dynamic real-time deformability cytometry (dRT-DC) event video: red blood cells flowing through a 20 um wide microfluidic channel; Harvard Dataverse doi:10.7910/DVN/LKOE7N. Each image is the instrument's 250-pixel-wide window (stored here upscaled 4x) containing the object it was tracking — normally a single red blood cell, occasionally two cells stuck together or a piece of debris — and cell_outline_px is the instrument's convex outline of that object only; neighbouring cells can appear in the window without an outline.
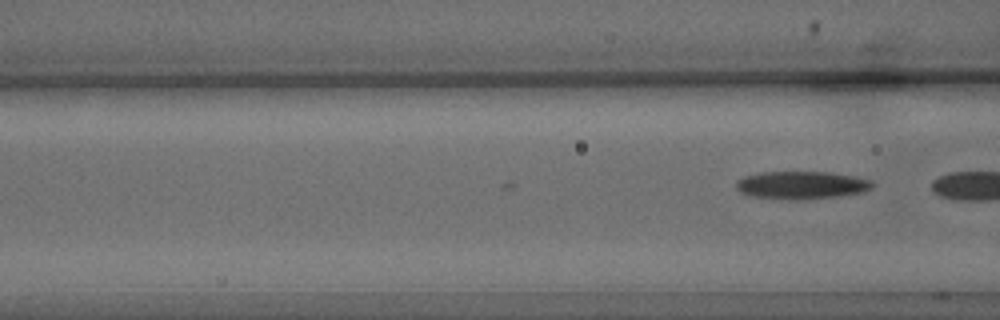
{"species": "common noctule bat (a hibernating species)", "species_latin": "Nyctalus noctula", "temperature_condition": "warm", "stored_images_in_passage": 6, "camera_frame_rate_fps": 3000, "um_per_image_px": 0.085, "animal": {"sex": "male", "body_mass_g": 15.6}, "frame": {"image": 1, "passage_image": 6, "time_ms": 1.667, "image_size_px": [1000, 320], "cell_outline_px": [[876, 184], [872, 188], [864, 192], [836, 196], [800, 200], [788, 200], [748, 196], [740, 192], [736, 188], [736, 180], [744, 176], [760, 172], [828, 172], [856, 176], [872, 180]], "centroid_in_image_um": [68.12, 15.74], "position_along_channel_um": 98.5, "area_um2": 22.43}}